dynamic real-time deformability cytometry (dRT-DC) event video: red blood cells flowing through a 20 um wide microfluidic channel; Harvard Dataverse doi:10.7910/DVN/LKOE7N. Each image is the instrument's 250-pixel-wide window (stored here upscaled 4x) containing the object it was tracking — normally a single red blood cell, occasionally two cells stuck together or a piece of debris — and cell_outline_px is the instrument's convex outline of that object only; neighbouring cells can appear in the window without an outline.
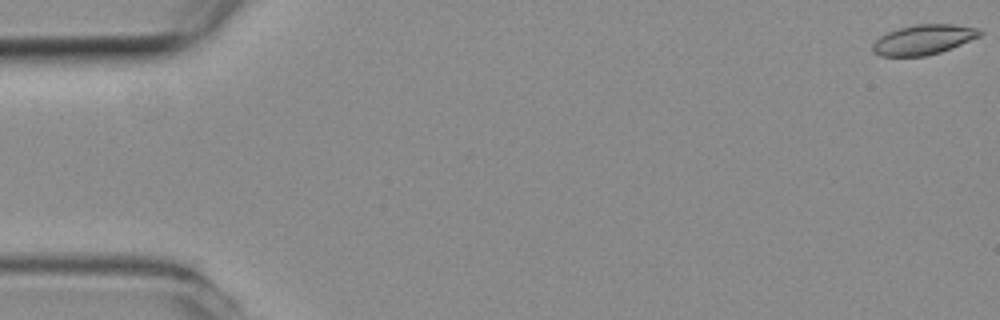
{"species": "common noctule bat (a hibernating species)", "species_latin": "Nyctalus noctula", "temperature_condition": "room temperature", "stored_images_in_passage": 55, "camera_frame_rate_fps": 3000, "um_per_image_px": 0.085, "animal": {"sex": "female", "body_mass_g": 19.3, "forearm_length_mm": 54.1}, "frame": {"image": 1, "passage_image": 1, "time_ms": 0.0, "image_size_px": [1000, 320], "cell_outline_px": [[984, 32], [980, 36], [940, 52], [924, 56], [880, 56], [872, 52], [872, 44], [880, 36], [888, 32], [900, 28], [916, 24], [952, 24], [980, 28]], "centroid_in_image_um": [78.49, 3.36], "position_along_channel_um": 6.5, "area_um2": 18.61}}
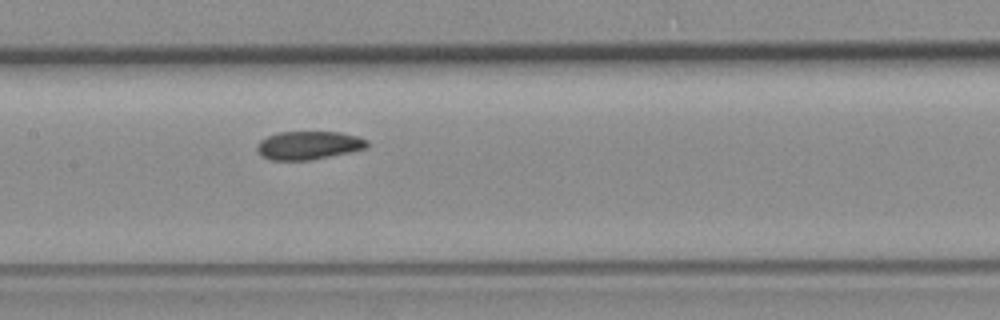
{"frame": {"image": 2, "passage_image": 27, "time_ms": 8.667, "image_size_px": [1000, 320], "cell_outline_px": [[368, 148], [352, 152], [312, 160], [272, 160], [264, 156], [256, 148], [256, 144], [260, 140], [276, 132], [340, 132], [356, 136], [368, 140]], "centroid_in_image_um": [26.26, 12.35], "position_along_channel_um": 181.1, "area_um2": 18.26}}
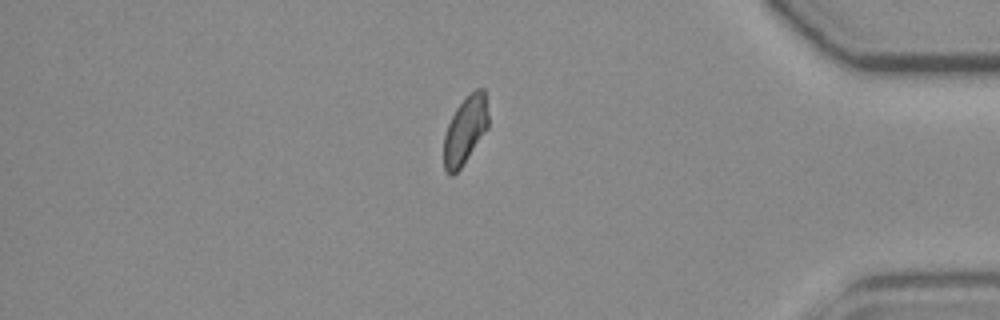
{"frame": {"image": 3, "passage_image": 47, "time_ms": 15.333, "image_size_px": [1000, 320], "cell_outline_px": [[488, 128], [460, 168], [452, 176], [444, 168], [444, 136], [448, 124], [456, 108], [476, 88], [484, 88], [488, 112]], "centroid_in_image_um": [39.55, 11.05], "position_along_channel_um": 395.7, "area_um2": 17.22}}